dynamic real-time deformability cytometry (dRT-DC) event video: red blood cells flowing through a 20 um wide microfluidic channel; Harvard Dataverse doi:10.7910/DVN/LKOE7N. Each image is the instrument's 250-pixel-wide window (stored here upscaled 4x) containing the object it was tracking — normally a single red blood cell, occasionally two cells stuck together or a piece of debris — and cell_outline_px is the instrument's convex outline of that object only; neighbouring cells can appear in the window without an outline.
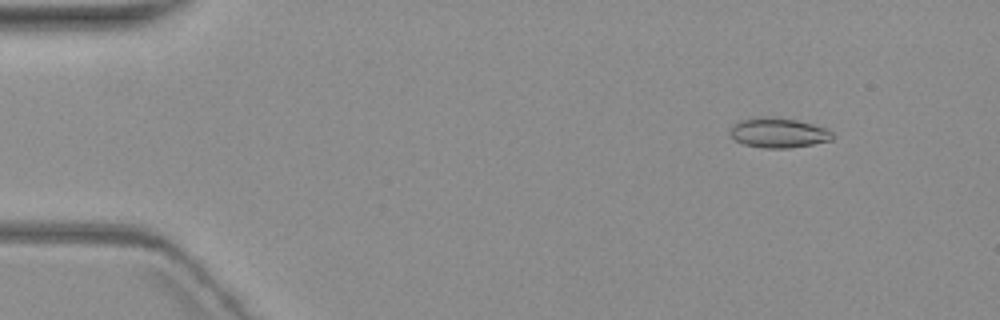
{"species": "common noctule bat (a hibernating species)", "species_latin": "Nyctalus noctula", "temperature_condition": "warm", "stored_images_in_passage": 4, "camera_frame_rate_fps": 3000, "um_per_image_px": 0.085, "animal": {"sex": "female", "body_mass_g": 19.3, "forearm_length_mm": 54.1}, "frame": {"image": 1, "passage_image": 2, "time_ms": 1.333, "image_size_px": [1000, 320], "cell_outline_px": [[832, 140], [812, 144], [788, 148], [764, 148], [744, 144], [736, 140], [728, 132], [740, 120], [756, 116], [772, 116], [796, 120], [812, 124], [824, 128], [832, 132]], "centroid_in_image_um": [66.14, 11.27], "position_along_channel_um": 18.9, "area_um2": 17.69}}
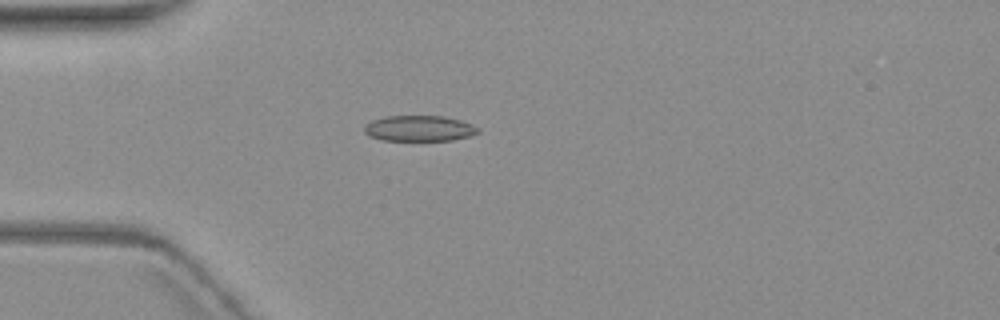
{"frame": {"image": 2, "passage_image": 4, "time_ms": 4.667, "image_size_px": [1000, 320], "cell_outline_px": [[480, 132], [468, 136], [452, 140], [380, 140], [368, 136], [364, 132], [364, 124], [372, 120], [384, 116], [444, 116], [460, 120], [472, 124], [480, 128]], "centroid_in_image_um": [35.6, 10.91], "position_along_channel_um": 49.4, "area_um2": 17.17}}